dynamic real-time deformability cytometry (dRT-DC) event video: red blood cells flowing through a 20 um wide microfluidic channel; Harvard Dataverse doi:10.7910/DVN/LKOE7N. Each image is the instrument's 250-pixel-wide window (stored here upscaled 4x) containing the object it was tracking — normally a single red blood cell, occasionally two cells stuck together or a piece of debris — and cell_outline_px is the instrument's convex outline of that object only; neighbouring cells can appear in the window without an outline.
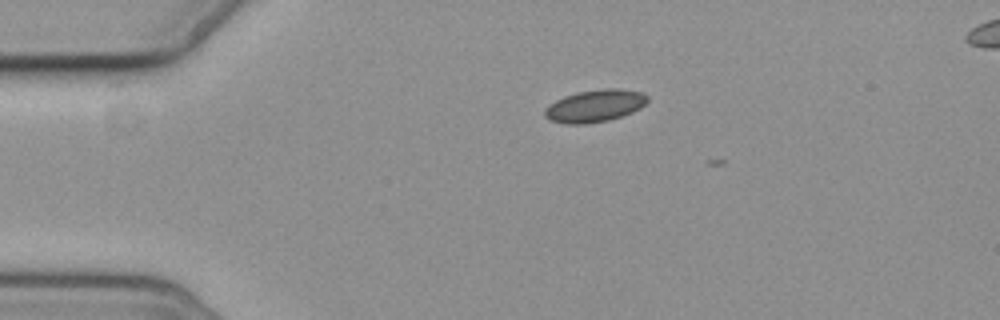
{"species": "common noctule bat (a hibernating species)", "species_latin": "Nyctalus noctula", "temperature_condition": "cold", "stored_images_in_passage": 3, "camera_frame_rate_fps": 3000, "um_per_image_px": 0.085, "animal": {"sex": "female", "body_mass_g": 19.3, "forearm_length_mm": 54.1}, "frame": {"image": 1, "passage_image": 1, "time_ms": 0.0, "image_size_px": [1000, 320], "cell_outline_px": [[648, 100], [640, 108], [632, 112], [608, 120], [588, 124], [568, 124], [548, 120], [544, 116], [544, 108], [548, 104], [564, 96], [576, 92], [604, 88], [620, 88], [644, 92], [648, 96]], "centroid_in_image_um": [50.54, 8.99], "position_along_channel_um": 34.5, "area_um2": 19.59}}